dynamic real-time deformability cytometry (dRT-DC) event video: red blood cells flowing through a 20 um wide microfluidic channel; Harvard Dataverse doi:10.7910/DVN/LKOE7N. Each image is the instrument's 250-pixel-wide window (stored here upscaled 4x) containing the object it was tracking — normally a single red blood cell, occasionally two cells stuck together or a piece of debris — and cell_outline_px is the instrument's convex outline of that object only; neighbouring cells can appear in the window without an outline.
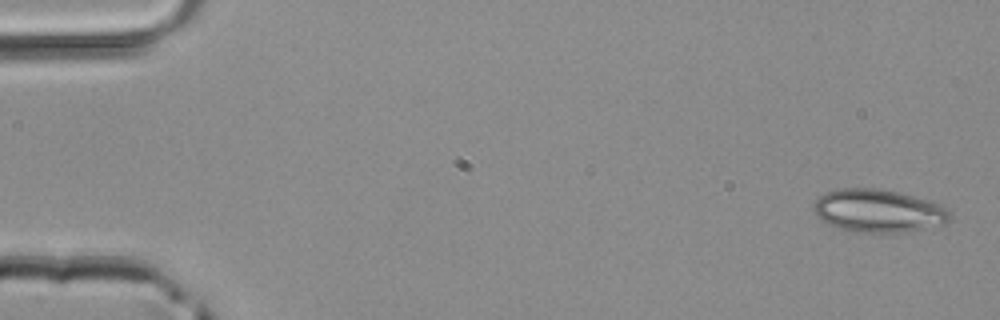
{"species": "common noctule bat (a hibernating species)", "species_latin": "Nyctalus noctula", "temperature_condition": "room temperature", "stored_images_in_passage": 3, "camera_frame_rate_fps": 3000, "um_per_image_px": 0.085, "animal": {"sex": "male", "body_mass_g": 20.4}, "frame": {"image": 1, "passage_image": 1, "time_ms": 0.0, "image_size_px": [1000, 320], "cell_outline_px": [[952, 216], [944, 224], [904, 232], [848, 232], [824, 220], [812, 208], [812, 204], [824, 192], [840, 188], [876, 188], [896, 192], [928, 200], [940, 204], [948, 208], [952, 212]], "centroid_in_image_um": [74.68, 17.91], "position_along_channel_um": 10.3, "area_um2": 33.93}}